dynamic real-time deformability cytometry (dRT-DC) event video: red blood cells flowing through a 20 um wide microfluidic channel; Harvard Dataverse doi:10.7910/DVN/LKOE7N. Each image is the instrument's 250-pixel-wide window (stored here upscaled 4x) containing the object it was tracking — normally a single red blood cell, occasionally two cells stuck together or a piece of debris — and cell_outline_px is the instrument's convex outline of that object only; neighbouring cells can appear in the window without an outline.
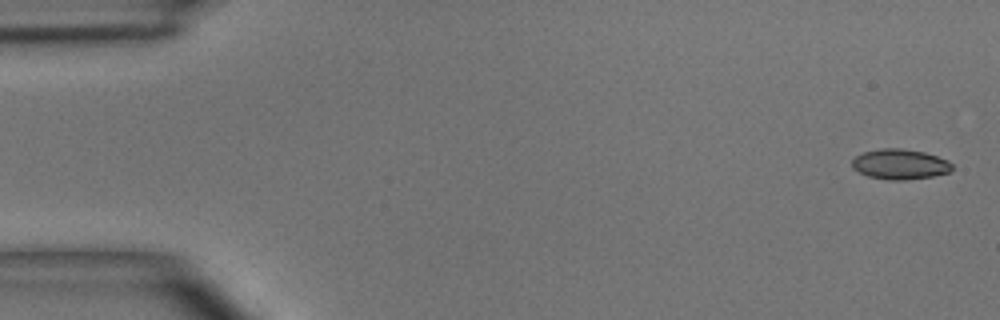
{"species": "common noctule bat (a hibernating species)", "species_latin": "Nyctalus noctula", "temperature_condition": "room temperature", "stored_images_in_passage": 6, "camera_frame_rate_fps": 3000, "um_per_image_px": 0.085, "animal": {"sex": "male", "body_mass_g": 15.6}, "frame": {"image": 1, "passage_image": 1, "time_ms": 0.0, "image_size_px": [1000, 320], "cell_outline_px": [[952, 168], [948, 172], [932, 176], [904, 180], [888, 180], [868, 176], [852, 168], [852, 160], [856, 156], [864, 152], [884, 148], [900, 148], [924, 152], [948, 160], [952, 164]], "centroid_in_image_um": [76.49, 13.96], "position_along_channel_um": 8.5, "area_um2": 17.46}}
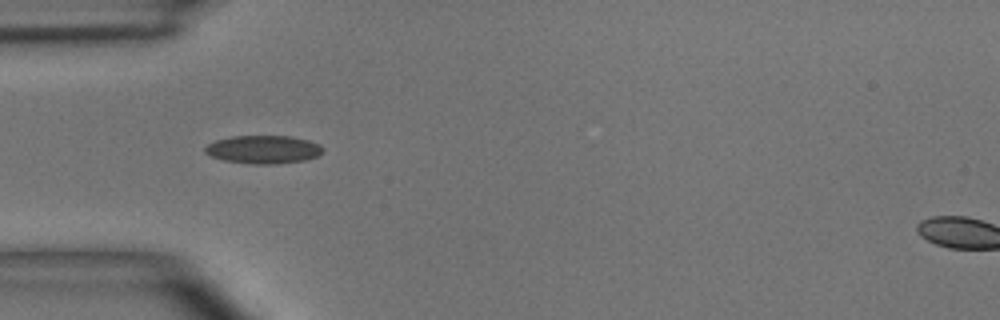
{"frame": {"image": 2, "passage_image": 4, "time_ms": 4.667, "image_size_px": [1000, 320], "cell_outline_px": [[324, 152], [320, 156], [304, 160], [276, 164], [252, 164], [224, 160], [212, 156], [204, 152], [204, 148], [208, 144], [216, 140], [232, 136], [292, 136], [308, 140], [320, 144], [324, 148]], "centroid_in_image_um": [22.43, 12.7], "position_along_channel_um": 62.6, "area_um2": 19.48}}
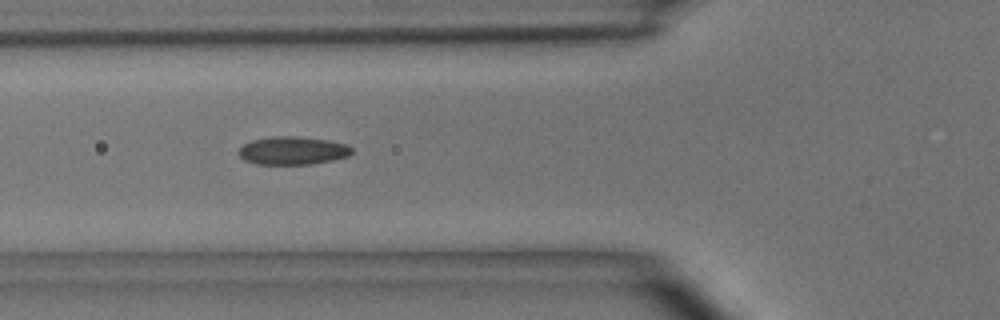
{"frame": {"image": 3, "passage_image": 5, "time_ms": 5.667, "image_size_px": [1000, 320], "cell_outline_px": [[352, 152], [348, 156], [332, 160], [312, 164], [256, 164], [244, 160], [236, 152], [244, 144], [252, 140], [276, 136], [296, 136], [328, 140], [348, 144], [352, 148]], "centroid_in_image_um": [24.88, 12.8], "position_along_channel_um": 100.9, "area_um2": 18.55}}